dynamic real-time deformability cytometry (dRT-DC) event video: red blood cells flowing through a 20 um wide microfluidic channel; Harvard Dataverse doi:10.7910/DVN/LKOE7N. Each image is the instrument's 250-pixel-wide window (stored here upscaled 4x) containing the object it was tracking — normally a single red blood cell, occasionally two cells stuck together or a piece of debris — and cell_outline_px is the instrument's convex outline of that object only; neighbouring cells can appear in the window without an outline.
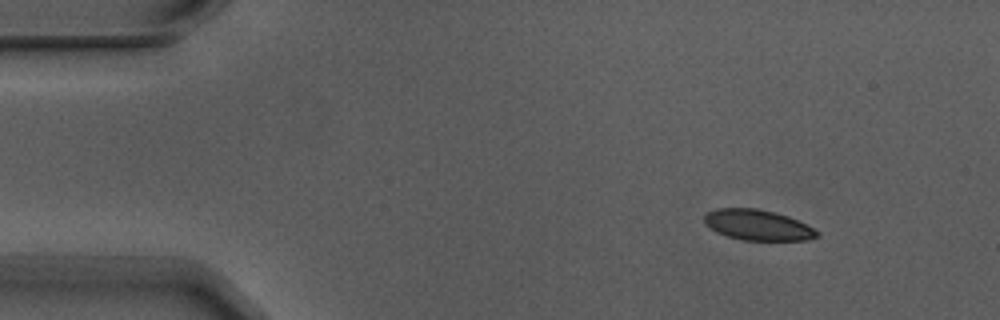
{"species": "Egyptian fruit bat (a non-hibernating species)", "species_latin": "Rousettus aegyptiacus", "temperature_condition": "warm", "stored_images_in_passage": 4, "camera_frame_rate_fps": 3000, "um_per_image_px": 0.085, "animal": {"sex": "male"}, "frame": {"image": 1, "passage_image": 1, "time_ms": 0.0, "image_size_px": [1000, 320], "cell_outline_px": [[820, 236], [808, 240], [744, 240], [728, 236], [716, 232], [708, 228], [704, 224], [704, 212], [716, 208], [756, 208], [788, 216], [820, 232]], "centroid_in_image_um": [64.35, 19.12], "position_along_channel_um": 20.7, "area_um2": 20.11}}
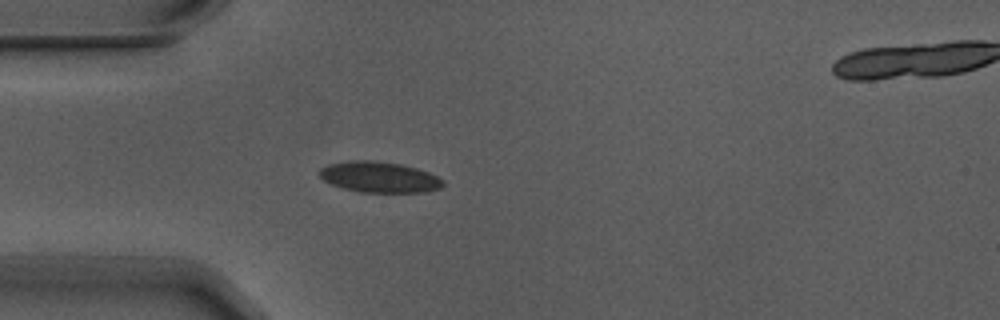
{"frame": {"image": 2, "passage_image": 3, "time_ms": 0.667, "image_size_px": [1000, 320], "cell_outline_px": [[444, 184], [440, 188], [428, 192], [356, 192], [332, 184], [324, 180], [320, 176], [320, 168], [328, 164], [352, 160], [372, 160], [400, 164], [416, 168], [428, 172], [444, 180]], "centroid_in_image_um": [32.25, 15.05], "position_along_channel_um": 52.7, "area_um2": 22.14}}